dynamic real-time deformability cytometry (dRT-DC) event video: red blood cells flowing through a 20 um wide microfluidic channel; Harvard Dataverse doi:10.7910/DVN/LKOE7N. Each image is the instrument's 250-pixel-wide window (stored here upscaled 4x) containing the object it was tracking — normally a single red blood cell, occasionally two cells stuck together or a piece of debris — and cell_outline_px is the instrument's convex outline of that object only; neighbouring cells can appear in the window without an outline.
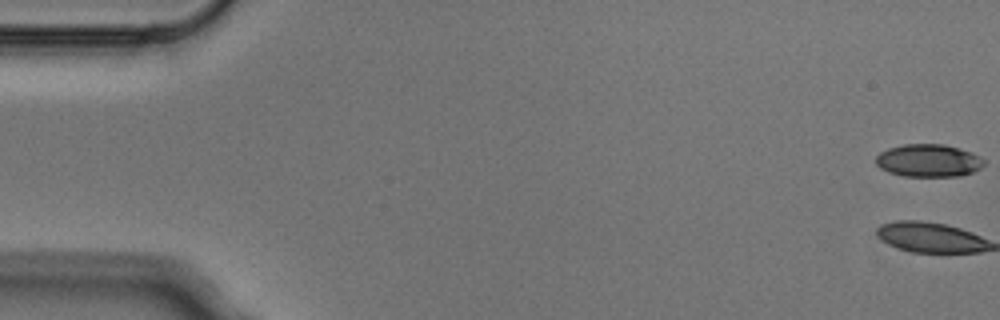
{"species": "Egyptian fruit bat (a non-hibernating species)", "species_latin": "Rousettus aegyptiacus", "temperature_condition": "cold", "stored_images_in_passage": 5, "camera_frame_rate_fps": 3000, "um_per_image_px": 0.085, "animal": {"sex": "male"}, "frame": {"image": 1, "passage_image": 1, "time_ms": 0.0, "image_size_px": [1000, 320], "cell_outline_px": [[984, 164], [980, 168], [972, 172], [960, 176], [904, 176], [888, 172], [880, 168], [876, 164], [876, 156], [880, 152], [888, 148], [904, 144], [944, 144], [960, 148], [972, 152], [984, 160]], "centroid_in_image_um": [78.91, 13.64], "position_along_channel_um": 6.1, "area_um2": 20.63}}